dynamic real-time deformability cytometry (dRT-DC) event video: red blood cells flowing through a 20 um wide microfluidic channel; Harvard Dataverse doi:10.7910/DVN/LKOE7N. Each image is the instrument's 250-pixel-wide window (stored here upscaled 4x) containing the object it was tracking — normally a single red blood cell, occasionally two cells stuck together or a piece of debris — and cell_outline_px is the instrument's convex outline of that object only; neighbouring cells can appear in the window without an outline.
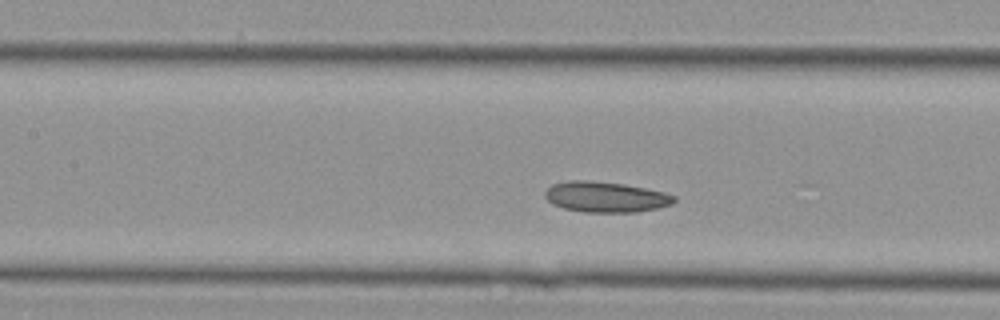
{"species": "Egyptian fruit bat (a non-hibernating species)", "species_latin": "Rousettus aegyptiacus", "temperature_condition": "cold", "stored_images_in_passage": 37, "camera_frame_rate_fps": 3000, "um_per_image_px": 0.085, "animal": {"sex": "female"}, "frame": {"image": 1, "passage_image": 11, "time_ms": 3.333, "image_size_px": [1000, 320], "cell_outline_px": [[676, 200], [672, 204], [656, 208], [636, 212], [584, 212], [564, 208], [552, 204], [544, 196], [544, 192], [552, 184], [568, 180], [592, 180], [624, 184], [664, 192], [676, 196]], "centroid_in_image_um": [51.46, 16.73], "position_along_channel_um": 155.9, "area_um2": 23.06}}